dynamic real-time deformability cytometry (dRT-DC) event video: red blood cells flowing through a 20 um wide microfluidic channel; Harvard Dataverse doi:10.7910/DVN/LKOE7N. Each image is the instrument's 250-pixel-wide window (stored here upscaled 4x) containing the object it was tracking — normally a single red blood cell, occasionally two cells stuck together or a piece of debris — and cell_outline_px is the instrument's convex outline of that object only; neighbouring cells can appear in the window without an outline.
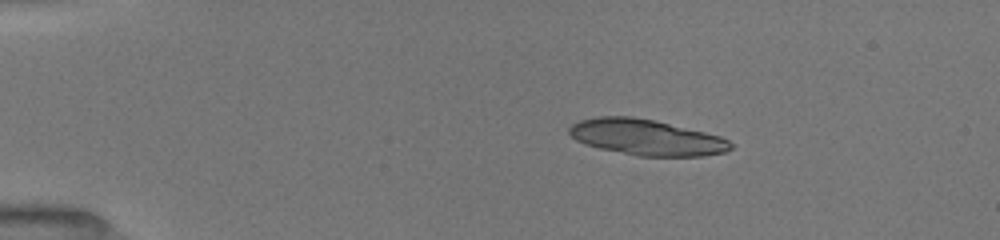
{"species": "common noctule bat (a hibernating species)", "species_latin": "Nyctalus noctula", "temperature_condition": "room temperature", "stored_images_in_passage": 10, "camera_frame_rate_fps": 3000, "um_per_image_px": 0.085, "animal": {"sex": "female", "body_mass_g": 19.5, "forearm_length_mm": 54.1}, "frame": {"image": 1, "passage_image": 4, "time_ms": 2.667, "image_size_px": [1000, 240], "cell_outline_px": [[732, 148], [724, 152], [704, 156], [640, 156], [600, 148], [584, 144], [576, 140], [568, 132], [568, 128], [572, 124], [580, 120], [596, 116], [632, 116], [656, 120], [720, 136], [728, 140], [732, 144]], "centroid_in_image_um": [54.92, 11.66], "position_along_channel_um": 30.1, "area_um2": 33.7}}
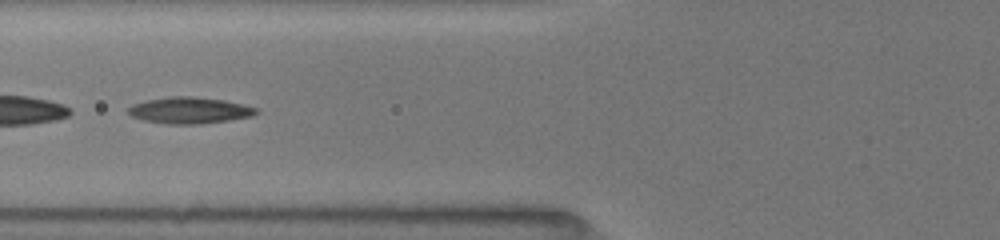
{"frame": {"image": 2, "passage_image": 9, "time_ms": 6.667, "image_size_px": [1000, 240], "cell_outline_px": [[260, 112], [252, 116], [228, 120], [200, 124], [168, 124], [144, 120], [132, 116], [128, 112], [128, 108], [132, 104], [148, 100], [168, 96], [196, 96], [224, 100], [256, 108]], "centroid_in_image_um": [16.1, 9.37], "position_along_channel_um": 109.7, "area_um2": 19.59}}